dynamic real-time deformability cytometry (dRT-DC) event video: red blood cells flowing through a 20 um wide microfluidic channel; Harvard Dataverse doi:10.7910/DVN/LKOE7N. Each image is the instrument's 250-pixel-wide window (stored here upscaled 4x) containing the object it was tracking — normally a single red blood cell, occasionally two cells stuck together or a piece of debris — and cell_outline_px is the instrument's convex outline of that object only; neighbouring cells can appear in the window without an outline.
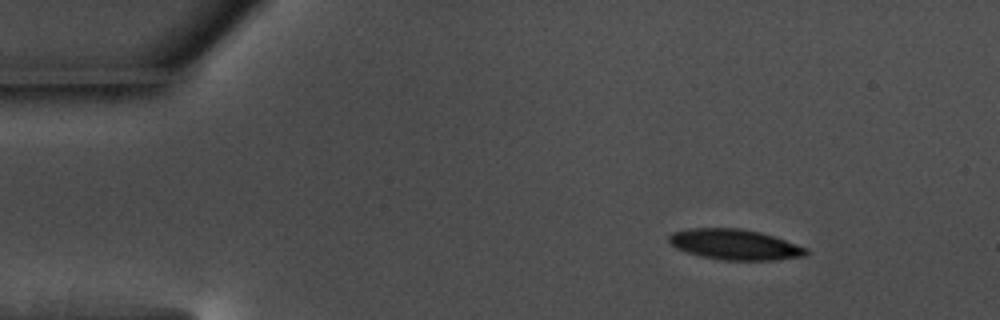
{"species": "common noctule bat (a hibernating species)", "species_latin": "Nyctalus noctula", "temperature_condition": "warm", "stored_images_in_passage": 49, "camera_frame_rate_fps": 3000, "um_per_image_px": 0.085, "animal": {"sex": "male", "body_mass_g": 17.5, "forearm_length_mm": 52.3}, "frame": {"image": 1, "passage_image": 1, "time_ms": 0.0, "image_size_px": [1000, 320], "cell_outline_px": [[808, 252], [804, 256], [772, 260], [720, 260], [700, 256], [676, 248], [668, 240], [668, 236], [672, 232], [688, 228], [740, 228], [760, 232], [808, 248]], "centroid_in_image_um": [62.43, 20.78], "position_along_channel_um": 22.6, "area_um2": 24.28}}
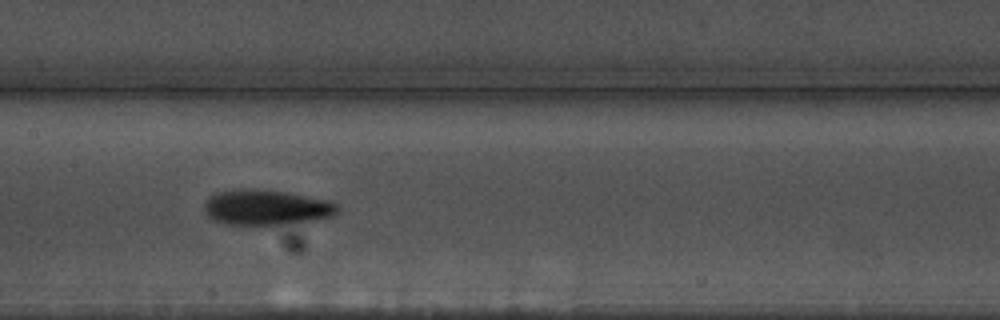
{"frame": {"image": 2, "passage_image": 21, "time_ms": 6.667, "image_size_px": [1000, 320], "cell_outline_px": [[340, 212], [332, 216], [312, 220], [268, 228], [260, 228], [224, 224], [212, 220], [208, 216], [204, 208], [204, 204], [212, 196], [220, 192], [240, 188], [252, 188], [284, 192], [324, 200], [336, 204], [340, 208]], "centroid_in_image_um": [22.6, 17.69], "position_along_channel_um": 184.8, "area_um2": 28.15}}
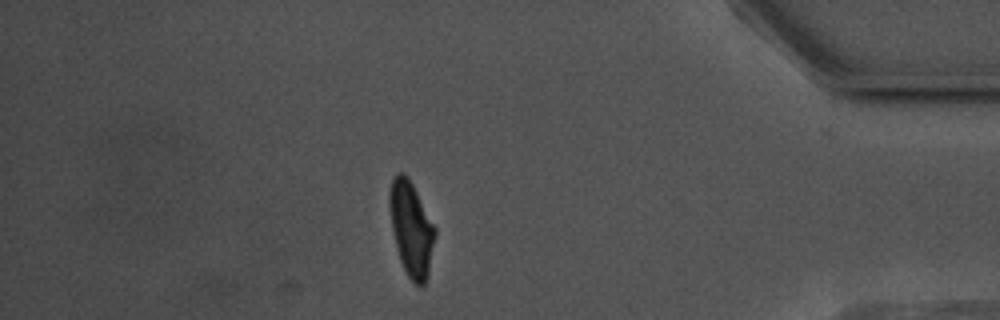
{"frame": {"image": 3, "passage_image": 42, "time_ms": 13.667, "image_size_px": [1000, 320], "cell_outline_px": [[436, 236], [428, 276], [424, 284], [420, 288], [408, 276], [400, 260], [396, 248], [392, 228], [388, 204], [388, 196], [392, 180], [396, 172], [404, 172], [408, 176], [436, 228]], "centroid_in_image_um": [34.96, 19.43], "position_along_channel_um": 400.2, "area_um2": 25.2}, "authors_computed_cell_mechanics": {"area_um2": 25.2586, "velocity_mm_per_s": 3.6359, "shape_relaxation_time_tau1_ms": 3.4316, "shape_relaxation_time_tau2_ms": 4.016, "deformation_change_tau1": 0.1323, "deformation_change_tau2": 0.119}}